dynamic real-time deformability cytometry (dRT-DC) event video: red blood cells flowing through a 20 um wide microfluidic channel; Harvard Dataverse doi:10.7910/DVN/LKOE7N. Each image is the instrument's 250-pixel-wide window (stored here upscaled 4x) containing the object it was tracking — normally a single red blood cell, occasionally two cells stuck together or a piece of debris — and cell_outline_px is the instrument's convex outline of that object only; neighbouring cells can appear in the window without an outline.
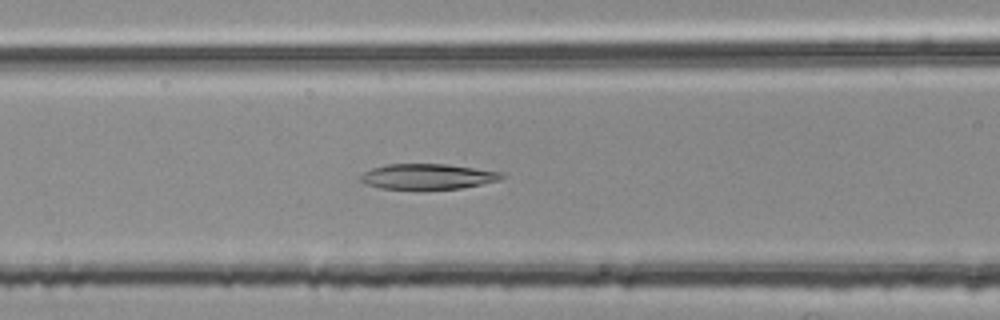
{"species": "common noctule bat (a hibernating species)", "species_latin": "Nyctalus noctula", "temperature_condition": "room temperature", "stored_images_in_passage": 33, "camera_frame_rate_fps": 3000, "um_per_image_px": 0.085, "animal": {"sex": "female", "body_mass_g": 25.1}, "frame": {"image": 1, "passage_image": 7, "time_ms": 2.0, "image_size_px": [1000, 320], "cell_outline_px": [[504, 176], [500, 180], [460, 188], [416, 192], [380, 188], [364, 184], [360, 180], [360, 176], [364, 172], [372, 168], [388, 164], [448, 164], [504, 172]], "centroid_in_image_um": [36.32, 15.04], "position_along_channel_um": 130.3, "area_um2": 21.79}}
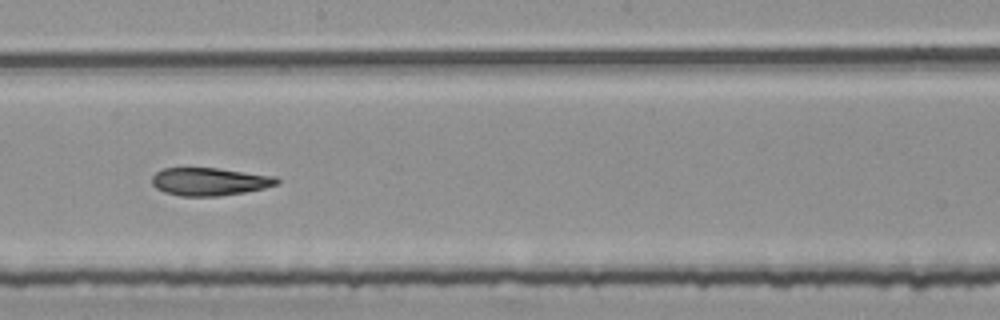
{"frame": {"image": 2, "passage_image": 15, "time_ms": 4.667, "image_size_px": [1000, 320], "cell_outline_px": [[280, 184], [264, 188], [244, 192], [220, 196], [180, 196], [164, 192], [156, 188], [152, 184], [152, 176], [156, 172], [164, 168], [216, 168], [276, 176], [280, 180]], "centroid_in_image_um": [17.83, 15.44], "position_along_channel_um": 230.4, "area_um2": 20.35}}
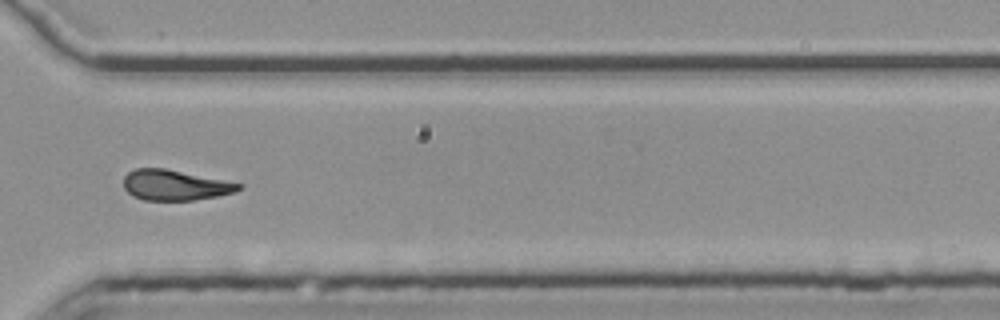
{"frame": {"image": 3, "passage_image": 25, "time_ms": 8.0, "image_size_px": [1000, 320], "cell_outline_px": [[244, 184], [236, 192], [216, 196], [192, 200], [144, 200], [132, 196], [124, 188], [124, 176], [128, 172], [136, 168], [164, 168]], "centroid_in_image_um": [14.85, 15.73], "position_along_channel_um": 355.7, "area_um2": 20.29}, "authors_computed_cell_mechanics": {"area_um2": 20.9814, "velocity_mm_per_s": 3.7651, "shape_relaxation_time_tau1_ms": null, "shape_relaxation_time_tau2_ms": 4.6878, "deformation_change_tau1": null, "deformation_change_tau2": 0.1367}}